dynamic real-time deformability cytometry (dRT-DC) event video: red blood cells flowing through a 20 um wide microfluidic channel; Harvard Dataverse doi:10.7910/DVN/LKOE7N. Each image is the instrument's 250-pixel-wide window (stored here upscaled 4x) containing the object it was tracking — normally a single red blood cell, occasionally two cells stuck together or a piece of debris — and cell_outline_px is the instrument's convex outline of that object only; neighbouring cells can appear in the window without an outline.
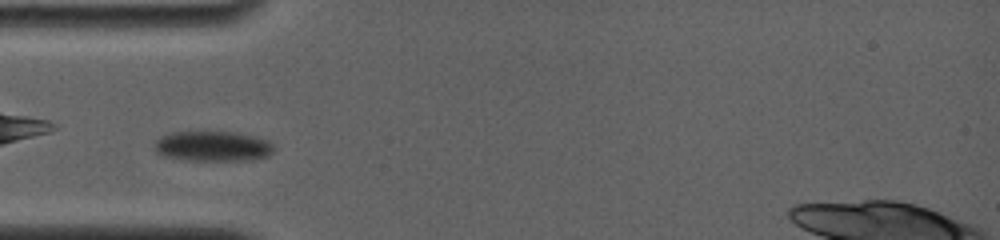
{"species": "common noctule bat (a hibernating species)", "species_latin": "Nyctalus noctula", "temperature_condition": "room temperature", "stored_images_in_passage": 4, "camera_frame_rate_fps": 4000, "um_per_image_px": 0.085, "animal": {"sex": "female", "body_mass_g": 19.0, "forearm_length_mm": 56.7}, "frame": {"image": 1, "passage_image": 1, "time_ms": 0.0, "image_size_px": [1000, 240], "cell_outline_px": [[272, 152], [268, 156], [252, 160], [184, 160], [164, 156], [156, 152], [156, 140], [160, 136], [172, 132], [208, 128], [240, 132], [256, 136], [268, 140], [272, 144]], "centroid_in_image_um": [18.08, 12.36], "position_along_channel_um": 66.9, "area_um2": 22.02}}
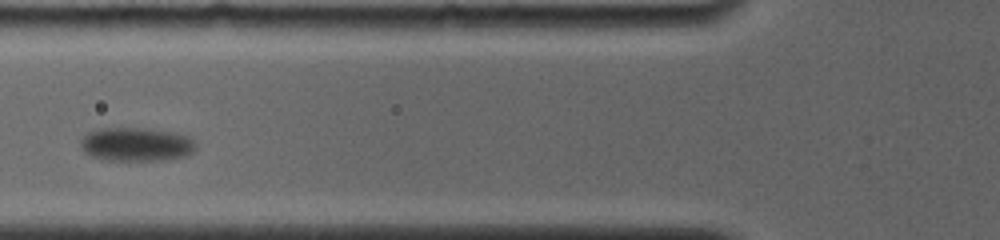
{"frame": {"image": 2, "passage_image": 3, "time_ms": 1.5, "image_size_px": [1000, 240], "cell_outline_px": [[196, 148], [192, 152], [184, 156], [160, 160], [108, 160], [92, 156], [84, 152], [80, 144], [80, 140], [88, 132], [100, 128], [148, 128], [172, 132], [188, 136], [196, 144]], "centroid_in_image_um": [11.56, 12.26], "position_along_channel_um": 114.2, "area_um2": 22.54}}